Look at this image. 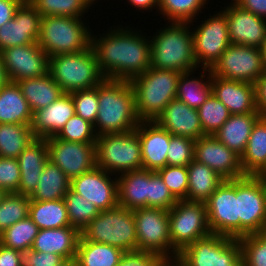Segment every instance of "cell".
Instances as JSON below:
<instances>
[{"instance_id": "41", "label": "cell", "mask_w": 266, "mask_h": 266, "mask_svg": "<svg viewBox=\"0 0 266 266\" xmlns=\"http://www.w3.org/2000/svg\"><path fill=\"white\" fill-rule=\"evenodd\" d=\"M39 230L37 225L28 216L14 223L0 234V244L18 251L32 247Z\"/></svg>"}, {"instance_id": "57", "label": "cell", "mask_w": 266, "mask_h": 266, "mask_svg": "<svg viewBox=\"0 0 266 266\" xmlns=\"http://www.w3.org/2000/svg\"><path fill=\"white\" fill-rule=\"evenodd\" d=\"M242 8L266 19V0H234Z\"/></svg>"}, {"instance_id": "25", "label": "cell", "mask_w": 266, "mask_h": 266, "mask_svg": "<svg viewBox=\"0 0 266 266\" xmlns=\"http://www.w3.org/2000/svg\"><path fill=\"white\" fill-rule=\"evenodd\" d=\"M48 160L46 138L36 137L17 158L21 177L16 193L26 196L33 194L38 186L43 167Z\"/></svg>"}, {"instance_id": "56", "label": "cell", "mask_w": 266, "mask_h": 266, "mask_svg": "<svg viewBox=\"0 0 266 266\" xmlns=\"http://www.w3.org/2000/svg\"><path fill=\"white\" fill-rule=\"evenodd\" d=\"M0 266H21L20 252L0 244Z\"/></svg>"}, {"instance_id": "31", "label": "cell", "mask_w": 266, "mask_h": 266, "mask_svg": "<svg viewBox=\"0 0 266 266\" xmlns=\"http://www.w3.org/2000/svg\"><path fill=\"white\" fill-rule=\"evenodd\" d=\"M33 112L17 82L9 81L0 89V124L31 125Z\"/></svg>"}, {"instance_id": "35", "label": "cell", "mask_w": 266, "mask_h": 266, "mask_svg": "<svg viewBox=\"0 0 266 266\" xmlns=\"http://www.w3.org/2000/svg\"><path fill=\"white\" fill-rule=\"evenodd\" d=\"M69 189L70 180L56 164L48 160L43 167L38 186L30 196V200L64 199Z\"/></svg>"}, {"instance_id": "34", "label": "cell", "mask_w": 266, "mask_h": 266, "mask_svg": "<svg viewBox=\"0 0 266 266\" xmlns=\"http://www.w3.org/2000/svg\"><path fill=\"white\" fill-rule=\"evenodd\" d=\"M240 160L245 175L259 176L266 169V116L253 126Z\"/></svg>"}, {"instance_id": "54", "label": "cell", "mask_w": 266, "mask_h": 266, "mask_svg": "<svg viewBox=\"0 0 266 266\" xmlns=\"http://www.w3.org/2000/svg\"><path fill=\"white\" fill-rule=\"evenodd\" d=\"M25 0H0V27L11 20Z\"/></svg>"}, {"instance_id": "3", "label": "cell", "mask_w": 266, "mask_h": 266, "mask_svg": "<svg viewBox=\"0 0 266 266\" xmlns=\"http://www.w3.org/2000/svg\"><path fill=\"white\" fill-rule=\"evenodd\" d=\"M161 28L150 37L151 67L181 73L198 69L190 22L165 21Z\"/></svg>"}, {"instance_id": "4", "label": "cell", "mask_w": 266, "mask_h": 266, "mask_svg": "<svg viewBox=\"0 0 266 266\" xmlns=\"http://www.w3.org/2000/svg\"><path fill=\"white\" fill-rule=\"evenodd\" d=\"M180 75L179 71L149 67L130 80L137 116L141 121H155L167 104L176 98Z\"/></svg>"}, {"instance_id": "14", "label": "cell", "mask_w": 266, "mask_h": 266, "mask_svg": "<svg viewBox=\"0 0 266 266\" xmlns=\"http://www.w3.org/2000/svg\"><path fill=\"white\" fill-rule=\"evenodd\" d=\"M137 249L155 252L171 261L168 210L144 207L133 210Z\"/></svg>"}, {"instance_id": "64", "label": "cell", "mask_w": 266, "mask_h": 266, "mask_svg": "<svg viewBox=\"0 0 266 266\" xmlns=\"http://www.w3.org/2000/svg\"><path fill=\"white\" fill-rule=\"evenodd\" d=\"M6 194H7V193H6L3 189L0 188V203H1L2 199L4 198V196H5Z\"/></svg>"}, {"instance_id": "13", "label": "cell", "mask_w": 266, "mask_h": 266, "mask_svg": "<svg viewBox=\"0 0 266 266\" xmlns=\"http://www.w3.org/2000/svg\"><path fill=\"white\" fill-rule=\"evenodd\" d=\"M210 70L213 76L253 84L266 72L261 48L241 44H230Z\"/></svg>"}, {"instance_id": "22", "label": "cell", "mask_w": 266, "mask_h": 266, "mask_svg": "<svg viewBox=\"0 0 266 266\" xmlns=\"http://www.w3.org/2000/svg\"><path fill=\"white\" fill-rule=\"evenodd\" d=\"M136 131L141 145L142 168L157 172L167 166V153L172 134L156 121H141Z\"/></svg>"}, {"instance_id": "20", "label": "cell", "mask_w": 266, "mask_h": 266, "mask_svg": "<svg viewBox=\"0 0 266 266\" xmlns=\"http://www.w3.org/2000/svg\"><path fill=\"white\" fill-rule=\"evenodd\" d=\"M227 17L231 44L261 48L266 40V19L242 8L234 0L220 9Z\"/></svg>"}, {"instance_id": "15", "label": "cell", "mask_w": 266, "mask_h": 266, "mask_svg": "<svg viewBox=\"0 0 266 266\" xmlns=\"http://www.w3.org/2000/svg\"><path fill=\"white\" fill-rule=\"evenodd\" d=\"M205 204L212 234L240 238L236 179L224 180Z\"/></svg>"}, {"instance_id": "58", "label": "cell", "mask_w": 266, "mask_h": 266, "mask_svg": "<svg viewBox=\"0 0 266 266\" xmlns=\"http://www.w3.org/2000/svg\"><path fill=\"white\" fill-rule=\"evenodd\" d=\"M128 5L132 6L134 9L136 8V11H140V13L149 11L152 12L156 8V12L158 14V9H159V0H125ZM143 10V11H141ZM151 10V11H150Z\"/></svg>"}, {"instance_id": "6", "label": "cell", "mask_w": 266, "mask_h": 266, "mask_svg": "<svg viewBox=\"0 0 266 266\" xmlns=\"http://www.w3.org/2000/svg\"><path fill=\"white\" fill-rule=\"evenodd\" d=\"M48 73L68 94L97 87L106 79L91 46L82 52L49 57Z\"/></svg>"}, {"instance_id": "28", "label": "cell", "mask_w": 266, "mask_h": 266, "mask_svg": "<svg viewBox=\"0 0 266 266\" xmlns=\"http://www.w3.org/2000/svg\"><path fill=\"white\" fill-rule=\"evenodd\" d=\"M150 171L138 169L117 176L118 206L127 209L148 207Z\"/></svg>"}, {"instance_id": "49", "label": "cell", "mask_w": 266, "mask_h": 266, "mask_svg": "<svg viewBox=\"0 0 266 266\" xmlns=\"http://www.w3.org/2000/svg\"><path fill=\"white\" fill-rule=\"evenodd\" d=\"M74 102L76 115L93 125L98 112V86L91 89L78 90L70 93Z\"/></svg>"}, {"instance_id": "50", "label": "cell", "mask_w": 266, "mask_h": 266, "mask_svg": "<svg viewBox=\"0 0 266 266\" xmlns=\"http://www.w3.org/2000/svg\"><path fill=\"white\" fill-rule=\"evenodd\" d=\"M176 203L159 173L150 171L148 207L170 210Z\"/></svg>"}, {"instance_id": "29", "label": "cell", "mask_w": 266, "mask_h": 266, "mask_svg": "<svg viewBox=\"0 0 266 266\" xmlns=\"http://www.w3.org/2000/svg\"><path fill=\"white\" fill-rule=\"evenodd\" d=\"M261 116L260 113L231 114L229 119L213 135L241 157L253 126Z\"/></svg>"}, {"instance_id": "46", "label": "cell", "mask_w": 266, "mask_h": 266, "mask_svg": "<svg viewBox=\"0 0 266 266\" xmlns=\"http://www.w3.org/2000/svg\"><path fill=\"white\" fill-rule=\"evenodd\" d=\"M54 137L77 143H95L97 139L93 124L76 114L65 123Z\"/></svg>"}, {"instance_id": "36", "label": "cell", "mask_w": 266, "mask_h": 266, "mask_svg": "<svg viewBox=\"0 0 266 266\" xmlns=\"http://www.w3.org/2000/svg\"><path fill=\"white\" fill-rule=\"evenodd\" d=\"M123 253L120 248L87 241L81 236L75 261L77 266H117Z\"/></svg>"}, {"instance_id": "47", "label": "cell", "mask_w": 266, "mask_h": 266, "mask_svg": "<svg viewBox=\"0 0 266 266\" xmlns=\"http://www.w3.org/2000/svg\"><path fill=\"white\" fill-rule=\"evenodd\" d=\"M176 200H186L188 171L185 166H165L157 171Z\"/></svg>"}, {"instance_id": "59", "label": "cell", "mask_w": 266, "mask_h": 266, "mask_svg": "<svg viewBox=\"0 0 266 266\" xmlns=\"http://www.w3.org/2000/svg\"><path fill=\"white\" fill-rule=\"evenodd\" d=\"M10 81L8 78L6 68L3 65L2 57L0 54V89Z\"/></svg>"}, {"instance_id": "17", "label": "cell", "mask_w": 266, "mask_h": 266, "mask_svg": "<svg viewBox=\"0 0 266 266\" xmlns=\"http://www.w3.org/2000/svg\"><path fill=\"white\" fill-rule=\"evenodd\" d=\"M0 54L12 82L37 78L48 73L49 56L37 42L6 48Z\"/></svg>"}, {"instance_id": "8", "label": "cell", "mask_w": 266, "mask_h": 266, "mask_svg": "<svg viewBox=\"0 0 266 266\" xmlns=\"http://www.w3.org/2000/svg\"><path fill=\"white\" fill-rule=\"evenodd\" d=\"M95 144L96 167L115 176L142 169L141 145L136 129L98 135Z\"/></svg>"}, {"instance_id": "37", "label": "cell", "mask_w": 266, "mask_h": 266, "mask_svg": "<svg viewBox=\"0 0 266 266\" xmlns=\"http://www.w3.org/2000/svg\"><path fill=\"white\" fill-rule=\"evenodd\" d=\"M29 217L39 229H55L71 226L64 199L50 201L31 200Z\"/></svg>"}, {"instance_id": "10", "label": "cell", "mask_w": 266, "mask_h": 266, "mask_svg": "<svg viewBox=\"0 0 266 266\" xmlns=\"http://www.w3.org/2000/svg\"><path fill=\"white\" fill-rule=\"evenodd\" d=\"M176 260L182 266H243L239 240L218 234L188 245Z\"/></svg>"}, {"instance_id": "23", "label": "cell", "mask_w": 266, "mask_h": 266, "mask_svg": "<svg viewBox=\"0 0 266 266\" xmlns=\"http://www.w3.org/2000/svg\"><path fill=\"white\" fill-rule=\"evenodd\" d=\"M212 93L230 114L260 113L256 107L255 84L227 80L211 74Z\"/></svg>"}, {"instance_id": "2", "label": "cell", "mask_w": 266, "mask_h": 266, "mask_svg": "<svg viewBox=\"0 0 266 266\" xmlns=\"http://www.w3.org/2000/svg\"><path fill=\"white\" fill-rule=\"evenodd\" d=\"M98 104L93 125L97 136L131 131L141 122L129 80L105 79L98 85Z\"/></svg>"}, {"instance_id": "62", "label": "cell", "mask_w": 266, "mask_h": 266, "mask_svg": "<svg viewBox=\"0 0 266 266\" xmlns=\"http://www.w3.org/2000/svg\"><path fill=\"white\" fill-rule=\"evenodd\" d=\"M164 266H181V264L175 259L172 261H168Z\"/></svg>"}, {"instance_id": "1", "label": "cell", "mask_w": 266, "mask_h": 266, "mask_svg": "<svg viewBox=\"0 0 266 266\" xmlns=\"http://www.w3.org/2000/svg\"><path fill=\"white\" fill-rule=\"evenodd\" d=\"M138 28L121 23L107 27L102 34L91 32V48L106 79L130 81L151 67L150 36Z\"/></svg>"}, {"instance_id": "32", "label": "cell", "mask_w": 266, "mask_h": 266, "mask_svg": "<svg viewBox=\"0 0 266 266\" xmlns=\"http://www.w3.org/2000/svg\"><path fill=\"white\" fill-rule=\"evenodd\" d=\"M187 171V201L206 203L225 180L213 169L195 160L187 166Z\"/></svg>"}, {"instance_id": "18", "label": "cell", "mask_w": 266, "mask_h": 266, "mask_svg": "<svg viewBox=\"0 0 266 266\" xmlns=\"http://www.w3.org/2000/svg\"><path fill=\"white\" fill-rule=\"evenodd\" d=\"M70 189L93 203L99 211L118 206L117 176L102 168L95 167L72 179Z\"/></svg>"}, {"instance_id": "60", "label": "cell", "mask_w": 266, "mask_h": 266, "mask_svg": "<svg viewBox=\"0 0 266 266\" xmlns=\"http://www.w3.org/2000/svg\"><path fill=\"white\" fill-rule=\"evenodd\" d=\"M262 57H263V64L266 69V40L264 41L262 47H261Z\"/></svg>"}, {"instance_id": "21", "label": "cell", "mask_w": 266, "mask_h": 266, "mask_svg": "<svg viewBox=\"0 0 266 266\" xmlns=\"http://www.w3.org/2000/svg\"><path fill=\"white\" fill-rule=\"evenodd\" d=\"M42 16L25 0L14 17L0 27V52L13 46L33 44L38 41Z\"/></svg>"}, {"instance_id": "39", "label": "cell", "mask_w": 266, "mask_h": 266, "mask_svg": "<svg viewBox=\"0 0 266 266\" xmlns=\"http://www.w3.org/2000/svg\"><path fill=\"white\" fill-rule=\"evenodd\" d=\"M211 1V0H210ZM209 0H159L158 15L165 21L191 22L198 18ZM209 2V3H208ZM200 13V14H199Z\"/></svg>"}, {"instance_id": "53", "label": "cell", "mask_w": 266, "mask_h": 266, "mask_svg": "<svg viewBox=\"0 0 266 266\" xmlns=\"http://www.w3.org/2000/svg\"><path fill=\"white\" fill-rule=\"evenodd\" d=\"M19 252L21 266H59L65 261L57 254L35 252L32 247L22 249Z\"/></svg>"}, {"instance_id": "65", "label": "cell", "mask_w": 266, "mask_h": 266, "mask_svg": "<svg viewBox=\"0 0 266 266\" xmlns=\"http://www.w3.org/2000/svg\"><path fill=\"white\" fill-rule=\"evenodd\" d=\"M259 176L266 178V169Z\"/></svg>"}, {"instance_id": "42", "label": "cell", "mask_w": 266, "mask_h": 266, "mask_svg": "<svg viewBox=\"0 0 266 266\" xmlns=\"http://www.w3.org/2000/svg\"><path fill=\"white\" fill-rule=\"evenodd\" d=\"M64 201L70 225L80 232L100 213L93 203L71 189L64 196Z\"/></svg>"}, {"instance_id": "27", "label": "cell", "mask_w": 266, "mask_h": 266, "mask_svg": "<svg viewBox=\"0 0 266 266\" xmlns=\"http://www.w3.org/2000/svg\"><path fill=\"white\" fill-rule=\"evenodd\" d=\"M81 232L72 227L40 229L32 248L35 252L53 253L64 260H73L76 256Z\"/></svg>"}, {"instance_id": "12", "label": "cell", "mask_w": 266, "mask_h": 266, "mask_svg": "<svg viewBox=\"0 0 266 266\" xmlns=\"http://www.w3.org/2000/svg\"><path fill=\"white\" fill-rule=\"evenodd\" d=\"M240 237L266 231V178L246 175L236 179Z\"/></svg>"}, {"instance_id": "43", "label": "cell", "mask_w": 266, "mask_h": 266, "mask_svg": "<svg viewBox=\"0 0 266 266\" xmlns=\"http://www.w3.org/2000/svg\"><path fill=\"white\" fill-rule=\"evenodd\" d=\"M30 196L7 193L0 203V234L29 216Z\"/></svg>"}, {"instance_id": "40", "label": "cell", "mask_w": 266, "mask_h": 266, "mask_svg": "<svg viewBox=\"0 0 266 266\" xmlns=\"http://www.w3.org/2000/svg\"><path fill=\"white\" fill-rule=\"evenodd\" d=\"M28 2L45 16H68L86 18L92 7L86 0H28Z\"/></svg>"}, {"instance_id": "26", "label": "cell", "mask_w": 266, "mask_h": 266, "mask_svg": "<svg viewBox=\"0 0 266 266\" xmlns=\"http://www.w3.org/2000/svg\"><path fill=\"white\" fill-rule=\"evenodd\" d=\"M75 114L71 94L64 93L52 104L33 113L31 123L33 135L37 138L55 136Z\"/></svg>"}, {"instance_id": "48", "label": "cell", "mask_w": 266, "mask_h": 266, "mask_svg": "<svg viewBox=\"0 0 266 266\" xmlns=\"http://www.w3.org/2000/svg\"><path fill=\"white\" fill-rule=\"evenodd\" d=\"M195 140L171 135L167 153V165L187 167L193 161Z\"/></svg>"}, {"instance_id": "5", "label": "cell", "mask_w": 266, "mask_h": 266, "mask_svg": "<svg viewBox=\"0 0 266 266\" xmlns=\"http://www.w3.org/2000/svg\"><path fill=\"white\" fill-rule=\"evenodd\" d=\"M86 20L89 19L68 16L42 17L37 43L49 57L85 51L91 46L93 31L91 24H88L91 22Z\"/></svg>"}, {"instance_id": "52", "label": "cell", "mask_w": 266, "mask_h": 266, "mask_svg": "<svg viewBox=\"0 0 266 266\" xmlns=\"http://www.w3.org/2000/svg\"><path fill=\"white\" fill-rule=\"evenodd\" d=\"M21 172L16 158L0 157V188L6 193H16Z\"/></svg>"}, {"instance_id": "55", "label": "cell", "mask_w": 266, "mask_h": 266, "mask_svg": "<svg viewBox=\"0 0 266 266\" xmlns=\"http://www.w3.org/2000/svg\"><path fill=\"white\" fill-rule=\"evenodd\" d=\"M256 107L266 116V72L255 82Z\"/></svg>"}, {"instance_id": "63", "label": "cell", "mask_w": 266, "mask_h": 266, "mask_svg": "<svg viewBox=\"0 0 266 266\" xmlns=\"http://www.w3.org/2000/svg\"><path fill=\"white\" fill-rule=\"evenodd\" d=\"M86 1L92 6V8H91V10H92L93 8H95V7H93V5L96 6L95 3L97 4V3H99L101 0H86ZM98 1H99V2H98Z\"/></svg>"}, {"instance_id": "33", "label": "cell", "mask_w": 266, "mask_h": 266, "mask_svg": "<svg viewBox=\"0 0 266 266\" xmlns=\"http://www.w3.org/2000/svg\"><path fill=\"white\" fill-rule=\"evenodd\" d=\"M17 83L33 113L52 104L64 94L49 73L41 77L17 81Z\"/></svg>"}, {"instance_id": "45", "label": "cell", "mask_w": 266, "mask_h": 266, "mask_svg": "<svg viewBox=\"0 0 266 266\" xmlns=\"http://www.w3.org/2000/svg\"><path fill=\"white\" fill-rule=\"evenodd\" d=\"M243 266H266V231L238 238Z\"/></svg>"}, {"instance_id": "51", "label": "cell", "mask_w": 266, "mask_h": 266, "mask_svg": "<svg viewBox=\"0 0 266 266\" xmlns=\"http://www.w3.org/2000/svg\"><path fill=\"white\" fill-rule=\"evenodd\" d=\"M168 261L161 254L135 249L125 251L117 266H164Z\"/></svg>"}, {"instance_id": "16", "label": "cell", "mask_w": 266, "mask_h": 266, "mask_svg": "<svg viewBox=\"0 0 266 266\" xmlns=\"http://www.w3.org/2000/svg\"><path fill=\"white\" fill-rule=\"evenodd\" d=\"M48 158L71 181L96 167V144L69 142L50 136L46 138Z\"/></svg>"}, {"instance_id": "61", "label": "cell", "mask_w": 266, "mask_h": 266, "mask_svg": "<svg viewBox=\"0 0 266 266\" xmlns=\"http://www.w3.org/2000/svg\"><path fill=\"white\" fill-rule=\"evenodd\" d=\"M59 266H77L75 259L73 260H65L61 265Z\"/></svg>"}, {"instance_id": "11", "label": "cell", "mask_w": 266, "mask_h": 266, "mask_svg": "<svg viewBox=\"0 0 266 266\" xmlns=\"http://www.w3.org/2000/svg\"><path fill=\"white\" fill-rule=\"evenodd\" d=\"M213 13L204 21L196 18L190 22L192 26L196 22L192 27L193 54L199 68L211 69L231 44L226 15L221 10Z\"/></svg>"}, {"instance_id": "19", "label": "cell", "mask_w": 266, "mask_h": 266, "mask_svg": "<svg viewBox=\"0 0 266 266\" xmlns=\"http://www.w3.org/2000/svg\"><path fill=\"white\" fill-rule=\"evenodd\" d=\"M193 160L210 167L225 180L246 176L241 167L240 156L212 134L195 140Z\"/></svg>"}, {"instance_id": "7", "label": "cell", "mask_w": 266, "mask_h": 266, "mask_svg": "<svg viewBox=\"0 0 266 266\" xmlns=\"http://www.w3.org/2000/svg\"><path fill=\"white\" fill-rule=\"evenodd\" d=\"M87 240L129 251L137 249L133 210L117 206L100 213L81 231Z\"/></svg>"}, {"instance_id": "9", "label": "cell", "mask_w": 266, "mask_h": 266, "mask_svg": "<svg viewBox=\"0 0 266 266\" xmlns=\"http://www.w3.org/2000/svg\"><path fill=\"white\" fill-rule=\"evenodd\" d=\"M171 261L188 245L212 234L205 203L177 200L168 210Z\"/></svg>"}, {"instance_id": "44", "label": "cell", "mask_w": 266, "mask_h": 266, "mask_svg": "<svg viewBox=\"0 0 266 266\" xmlns=\"http://www.w3.org/2000/svg\"><path fill=\"white\" fill-rule=\"evenodd\" d=\"M197 111L205 135H213L231 115L226 106L213 93Z\"/></svg>"}, {"instance_id": "38", "label": "cell", "mask_w": 266, "mask_h": 266, "mask_svg": "<svg viewBox=\"0 0 266 266\" xmlns=\"http://www.w3.org/2000/svg\"><path fill=\"white\" fill-rule=\"evenodd\" d=\"M35 138L31 125L1 123L0 157L17 159Z\"/></svg>"}, {"instance_id": "24", "label": "cell", "mask_w": 266, "mask_h": 266, "mask_svg": "<svg viewBox=\"0 0 266 266\" xmlns=\"http://www.w3.org/2000/svg\"><path fill=\"white\" fill-rule=\"evenodd\" d=\"M170 134L197 140L203 135L197 109L189 107L179 99L171 100L155 120Z\"/></svg>"}, {"instance_id": "30", "label": "cell", "mask_w": 266, "mask_h": 266, "mask_svg": "<svg viewBox=\"0 0 266 266\" xmlns=\"http://www.w3.org/2000/svg\"><path fill=\"white\" fill-rule=\"evenodd\" d=\"M196 73L199 77L194 76ZM211 74L208 68L182 72L178 79L176 98L189 107L198 109L212 93Z\"/></svg>"}]
</instances>
